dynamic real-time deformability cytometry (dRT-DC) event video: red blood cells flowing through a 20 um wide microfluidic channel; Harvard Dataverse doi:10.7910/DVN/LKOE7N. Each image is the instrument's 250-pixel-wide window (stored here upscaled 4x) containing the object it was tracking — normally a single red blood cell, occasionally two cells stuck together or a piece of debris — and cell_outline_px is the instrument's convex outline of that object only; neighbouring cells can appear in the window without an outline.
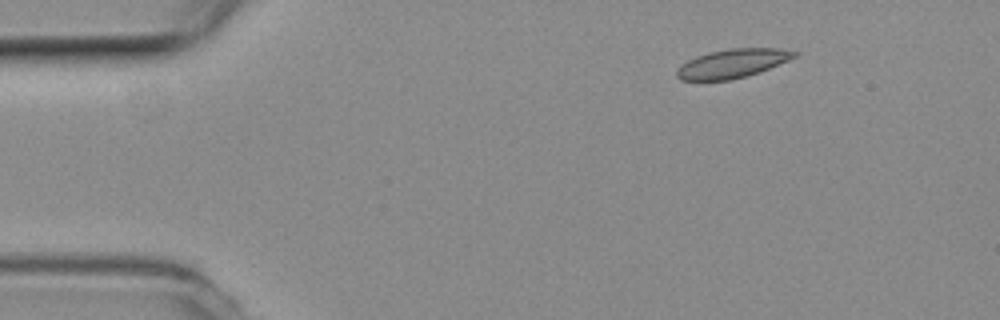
{"species": "common noctule bat (a hibernating species)", "species_latin": "Nyctalus noctula", "temperature_condition": "room temperature", "stored_images_in_passage": 4, "camera_frame_rate_fps": 3000, "um_per_image_px": 0.085, "animal": {"sex": "female", "body_mass_g": 19.3, "forearm_length_mm": 54.1}, "frame": {"image": 1, "passage_image": 2, "time_ms": 0.333, "image_size_px": [1000, 320], "cell_outline_px": [[800, 52], [796, 56], [788, 60], [760, 72], [732, 80], [680, 80], [676, 76], [676, 72], [688, 60], [696, 56], [708, 52], [732, 48], [780, 48]], "centroid_in_image_um": [62.29, 5.39], "position_along_channel_um": 22.7, "area_um2": 19.65}}
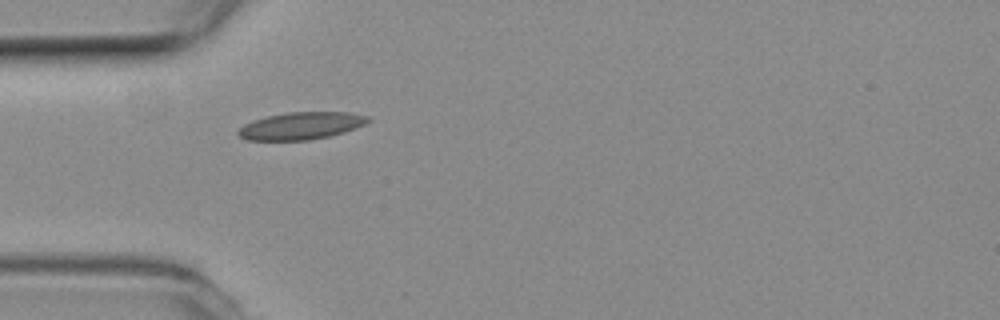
{"frame": {"image": 2, "passage_image": 4, "time_ms": 1.0, "image_size_px": [1000, 320], "cell_outline_px": [[372, 120], [364, 124], [344, 132], [328, 136], [308, 140], [248, 140], [240, 136], [236, 132], [244, 124], [252, 120], [268, 116], [288, 112], [348, 112], [368, 116]], "centroid_in_image_um": [25.59, 10.69], "position_along_channel_um": 59.4, "area_um2": 20.52}}